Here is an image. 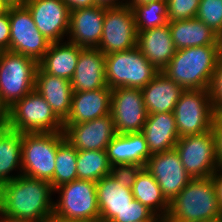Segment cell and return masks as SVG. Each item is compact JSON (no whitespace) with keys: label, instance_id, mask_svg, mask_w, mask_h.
<instances>
[{"label":"cell","instance_id":"41","mask_svg":"<svg viewBox=\"0 0 222 222\" xmlns=\"http://www.w3.org/2000/svg\"><path fill=\"white\" fill-rule=\"evenodd\" d=\"M70 11L78 8L92 7L97 5L96 0H63Z\"/></svg>","mask_w":222,"mask_h":222},{"label":"cell","instance_id":"7","mask_svg":"<svg viewBox=\"0 0 222 222\" xmlns=\"http://www.w3.org/2000/svg\"><path fill=\"white\" fill-rule=\"evenodd\" d=\"M65 140L63 132L23 133L22 175L48 181L52 186L56 151Z\"/></svg>","mask_w":222,"mask_h":222},{"label":"cell","instance_id":"10","mask_svg":"<svg viewBox=\"0 0 222 222\" xmlns=\"http://www.w3.org/2000/svg\"><path fill=\"white\" fill-rule=\"evenodd\" d=\"M175 150L191 178L211 177L220 167L212 129L202 134L179 138Z\"/></svg>","mask_w":222,"mask_h":222},{"label":"cell","instance_id":"40","mask_svg":"<svg viewBox=\"0 0 222 222\" xmlns=\"http://www.w3.org/2000/svg\"><path fill=\"white\" fill-rule=\"evenodd\" d=\"M216 189V196L222 211V167H219L211 176Z\"/></svg>","mask_w":222,"mask_h":222},{"label":"cell","instance_id":"2","mask_svg":"<svg viewBox=\"0 0 222 222\" xmlns=\"http://www.w3.org/2000/svg\"><path fill=\"white\" fill-rule=\"evenodd\" d=\"M221 60V45L176 50L162 72L185 90L208 89L214 70Z\"/></svg>","mask_w":222,"mask_h":222},{"label":"cell","instance_id":"28","mask_svg":"<svg viewBox=\"0 0 222 222\" xmlns=\"http://www.w3.org/2000/svg\"><path fill=\"white\" fill-rule=\"evenodd\" d=\"M22 142L23 133L6 125L0 127V186L22 175ZM14 170L17 175L11 174Z\"/></svg>","mask_w":222,"mask_h":222},{"label":"cell","instance_id":"44","mask_svg":"<svg viewBox=\"0 0 222 222\" xmlns=\"http://www.w3.org/2000/svg\"><path fill=\"white\" fill-rule=\"evenodd\" d=\"M0 222H34V221L9 217L0 212Z\"/></svg>","mask_w":222,"mask_h":222},{"label":"cell","instance_id":"22","mask_svg":"<svg viewBox=\"0 0 222 222\" xmlns=\"http://www.w3.org/2000/svg\"><path fill=\"white\" fill-rule=\"evenodd\" d=\"M141 133L151 155L175 149L179 140L173 112L148 114Z\"/></svg>","mask_w":222,"mask_h":222},{"label":"cell","instance_id":"34","mask_svg":"<svg viewBox=\"0 0 222 222\" xmlns=\"http://www.w3.org/2000/svg\"><path fill=\"white\" fill-rule=\"evenodd\" d=\"M200 0H167L168 22L196 18Z\"/></svg>","mask_w":222,"mask_h":222},{"label":"cell","instance_id":"11","mask_svg":"<svg viewBox=\"0 0 222 222\" xmlns=\"http://www.w3.org/2000/svg\"><path fill=\"white\" fill-rule=\"evenodd\" d=\"M9 19L11 32L8 51L30 57L38 63L51 42L38 30L25 5L9 7Z\"/></svg>","mask_w":222,"mask_h":222},{"label":"cell","instance_id":"4","mask_svg":"<svg viewBox=\"0 0 222 222\" xmlns=\"http://www.w3.org/2000/svg\"><path fill=\"white\" fill-rule=\"evenodd\" d=\"M5 125L21 133L63 132V122L33 89L7 110Z\"/></svg>","mask_w":222,"mask_h":222},{"label":"cell","instance_id":"5","mask_svg":"<svg viewBox=\"0 0 222 222\" xmlns=\"http://www.w3.org/2000/svg\"><path fill=\"white\" fill-rule=\"evenodd\" d=\"M160 71L142 54L138 46L105 55V77L110 89L145 87Z\"/></svg>","mask_w":222,"mask_h":222},{"label":"cell","instance_id":"14","mask_svg":"<svg viewBox=\"0 0 222 222\" xmlns=\"http://www.w3.org/2000/svg\"><path fill=\"white\" fill-rule=\"evenodd\" d=\"M144 168L156 179L163 196L169 203L192 179L175 149L152 154Z\"/></svg>","mask_w":222,"mask_h":222},{"label":"cell","instance_id":"35","mask_svg":"<svg viewBox=\"0 0 222 222\" xmlns=\"http://www.w3.org/2000/svg\"><path fill=\"white\" fill-rule=\"evenodd\" d=\"M143 168L144 167L136 164L113 165L111 166L110 176L122 187L131 189L138 173Z\"/></svg>","mask_w":222,"mask_h":222},{"label":"cell","instance_id":"33","mask_svg":"<svg viewBox=\"0 0 222 222\" xmlns=\"http://www.w3.org/2000/svg\"><path fill=\"white\" fill-rule=\"evenodd\" d=\"M196 18L222 38V0H200Z\"/></svg>","mask_w":222,"mask_h":222},{"label":"cell","instance_id":"46","mask_svg":"<svg viewBox=\"0 0 222 222\" xmlns=\"http://www.w3.org/2000/svg\"><path fill=\"white\" fill-rule=\"evenodd\" d=\"M155 1H161V0H126V4L130 7H133L135 5L146 4L149 2H155Z\"/></svg>","mask_w":222,"mask_h":222},{"label":"cell","instance_id":"37","mask_svg":"<svg viewBox=\"0 0 222 222\" xmlns=\"http://www.w3.org/2000/svg\"><path fill=\"white\" fill-rule=\"evenodd\" d=\"M208 91L216 112L222 113V60L214 70Z\"/></svg>","mask_w":222,"mask_h":222},{"label":"cell","instance_id":"23","mask_svg":"<svg viewBox=\"0 0 222 222\" xmlns=\"http://www.w3.org/2000/svg\"><path fill=\"white\" fill-rule=\"evenodd\" d=\"M137 46L144 57L159 71L167 66L176 52L169 24L138 31Z\"/></svg>","mask_w":222,"mask_h":222},{"label":"cell","instance_id":"39","mask_svg":"<svg viewBox=\"0 0 222 222\" xmlns=\"http://www.w3.org/2000/svg\"><path fill=\"white\" fill-rule=\"evenodd\" d=\"M212 132L215 137L216 155L222 167V113H217L213 121Z\"/></svg>","mask_w":222,"mask_h":222},{"label":"cell","instance_id":"13","mask_svg":"<svg viewBox=\"0 0 222 222\" xmlns=\"http://www.w3.org/2000/svg\"><path fill=\"white\" fill-rule=\"evenodd\" d=\"M111 114L117 134L141 132L148 115L141 89H112Z\"/></svg>","mask_w":222,"mask_h":222},{"label":"cell","instance_id":"50","mask_svg":"<svg viewBox=\"0 0 222 222\" xmlns=\"http://www.w3.org/2000/svg\"><path fill=\"white\" fill-rule=\"evenodd\" d=\"M141 222H162V221H141Z\"/></svg>","mask_w":222,"mask_h":222},{"label":"cell","instance_id":"16","mask_svg":"<svg viewBox=\"0 0 222 222\" xmlns=\"http://www.w3.org/2000/svg\"><path fill=\"white\" fill-rule=\"evenodd\" d=\"M65 139L78 151L106 150L116 136L112 114L79 124H63Z\"/></svg>","mask_w":222,"mask_h":222},{"label":"cell","instance_id":"32","mask_svg":"<svg viewBox=\"0 0 222 222\" xmlns=\"http://www.w3.org/2000/svg\"><path fill=\"white\" fill-rule=\"evenodd\" d=\"M137 31L168 24L167 0L139 4L132 7Z\"/></svg>","mask_w":222,"mask_h":222},{"label":"cell","instance_id":"12","mask_svg":"<svg viewBox=\"0 0 222 222\" xmlns=\"http://www.w3.org/2000/svg\"><path fill=\"white\" fill-rule=\"evenodd\" d=\"M138 31L132 7H106L103 33L97 47L104 55L137 46Z\"/></svg>","mask_w":222,"mask_h":222},{"label":"cell","instance_id":"38","mask_svg":"<svg viewBox=\"0 0 222 222\" xmlns=\"http://www.w3.org/2000/svg\"><path fill=\"white\" fill-rule=\"evenodd\" d=\"M10 19L9 7L0 14V51H6L10 48Z\"/></svg>","mask_w":222,"mask_h":222},{"label":"cell","instance_id":"1","mask_svg":"<svg viewBox=\"0 0 222 222\" xmlns=\"http://www.w3.org/2000/svg\"><path fill=\"white\" fill-rule=\"evenodd\" d=\"M54 190L45 180L20 175L0 186V212L6 216L43 222L53 214Z\"/></svg>","mask_w":222,"mask_h":222},{"label":"cell","instance_id":"49","mask_svg":"<svg viewBox=\"0 0 222 222\" xmlns=\"http://www.w3.org/2000/svg\"><path fill=\"white\" fill-rule=\"evenodd\" d=\"M206 222H222V216L220 218L210 220V221H206Z\"/></svg>","mask_w":222,"mask_h":222},{"label":"cell","instance_id":"47","mask_svg":"<svg viewBox=\"0 0 222 222\" xmlns=\"http://www.w3.org/2000/svg\"><path fill=\"white\" fill-rule=\"evenodd\" d=\"M6 117H7V111L4 109V107L0 103V127L5 125Z\"/></svg>","mask_w":222,"mask_h":222},{"label":"cell","instance_id":"36","mask_svg":"<svg viewBox=\"0 0 222 222\" xmlns=\"http://www.w3.org/2000/svg\"><path fill=\"white\" fill-rule=\"evenodd\" d=\"M161 221L151 210L134 199L125 211V222Z\"/></svg>","mask_w":222,"mask_h":222},{"label":"cell","instance_id":"3","mask_svg":"<svg viewBox=\"0 0 222 222\" xmlns=\"http://www.w3.org/2000/svg\"><path fill=\"white\" fill-rule=\"evenodd\" d=\"M221 216L212 178H192L169 203L163 222H206Z\"/></svg>","mask_w":222,"mask_h":222},{"label":"cell","instance_id":"30","mask_svg":"<svg viewBox=\"0 0 222 222\" xmlns=\"http://www.w3.org/2000/svg\"><path fill=\"white\" fill-rule=\"evenodd\" d=\"M106 150H83L77 153V179L97 182L110 175Z\"/></svg>","mask_w":222,"mask_h":222},{"label":"cell","instance_id":"20","mask_svg":"<svg viewBox=\"0 0 222 222\" xmlns=\"http://www.w3.org/2000/svg\"><path fill=\"white\" fill-rule=\"evenodd\" d=\"M73 92L91 91L107 86L105 55L98 48H82L73 78Z\"/></svg>","mask_w":222,"mask_h":222},{"label":"cell","instance_id":"51","mask_svg":"<svg viewBox=\"0 0 222 222\" xmlns=\"http://www.w3.org/2000/svg\"><path fill=\"white\" fill-rule=\"evenodd\" d=\"M221 60H222V42H221Z\"/></svg>","mask_w":222,"mask_h":222},{"label":"cell","instance_id":"43","mask_svg":"<svg viewBox=\"0 0 222 222\" xmlns=\"http://www.w3.org/2000/svg\"><path fill=\"white\" fill-rule=\"evenodd\" d=\"M43 222H86V221L65 219L56 214H52L48 218H46Z\"/></svg>","mask_w":222,"mask_h":222},{"label":"cell","instance_id":"9","mask_svg":"<svg viewBox=\"0 0 222 222\" xmlns=\"http://www.w3.org/2000/svg\"><path fill=\"white\" fill-rule=\"evenodd\" d=\"M59 199L53 202V214L65 219L99 222L96 182L74 180L54 190Z\"/></svg>","mask_w":222,"mask_h":222},{"label":"cell","instance_id":"31","mask_svg":"<svg viewBox=\"0 0 222 222\" xmlns=\"http://www.w3.org/2000/svg\"><path fill=\"white\" fill-rule=\"evenodd\" d=\"M78 150L65 140L56 151L55 171L52 178V188H56L77 180Z\"/></svg>","mask_w":222,"mask_h":222},{"label":"cell","instance_id":"29","mask_svg":"<svg viewBox=\"0 0 222 222\" xmlns=\"http://www.w3.org/2000/svg\"><path fill=\"white\" fill-rule=\"evenodd\" d=\"M131 191L134 199L164 221L169 211V202L163 196L156 179L145 168L138 173Z\"/></svg>","mask_w":222,"mask_h":222},{"label":"cell","instance_id":"15","mask_svg":"<svg viewBox=\"0 0 222 222\" xmlns=\"http://www.w3.org/2000/svg\"><path fill=\"white\" fill-rule=\"evenodd\" d=\"M24 5L48 41L59 42L67 37L70 9L63 0H27Z\"/></svg>","mask_w":222,"mask_h":222},{"label":"cell","instance_id":"19","mask_svg":"<svg viewBox=\"0 0 222 222\" xmlns=\"http://www.w3.org/2000/svg\"><path fill=\"white\" fill-rule=\"evenodd\" d=\"M112 89L73 92L70 114L63 124H79L111 113Z\"/></svg>","mask_w":222,"mask_h":222},{"label":"cell","instance_id":"8","mask_svg":"<svg viewBox=\"0 0 222 222\" xmlns=\"http://www.w3.org/2000/svg\"><path fill=\"white\" fill-rule=\"evenodd\" d=\"M173 113L179 138L211 130L217 114L208 89L184 90Z\"/></svg>","mask_w":222,"mask_h":222},{"label":"cell","instance_id":"25","mask_svg":"<svg viewBox=\"0 0 222 222\" xmlns=\"http://www.w3.org/2000/svg\"><path fill=\"white\" fill-rule=\"evenodd\" d=\"M106 154L111 166L136 164L146 166L151 154L141 132L116 134L106 147Z\"/></svg>","mask_w":222,"mask_h":222},{"label":"cell","instance_id":"26","mask_svg":"<svg viewBox=\"0 0 222 222\" xmlns=\"http://www.w3.org/2000/svg\"><path fill=\"white\" fill-rule=\"evenodd\" d=\"M176 50L221 45L222 38L197 18L168 22Z\"/></svg>","mask_w":222,"mask_h":222},{"label":"cell","instance_id":"45","mask_svg":"<svg viewBox=\"0 0 222 222\" xmlns=\"http://www.w3.org/2000/svg\"><path fill=\"white\" fill-rule=\"evenodd\" d=\"M7 7L22 6L27 0H1Z\"/></svg>","mask_w":222,"mask_h":222},{"label":"cell","instance_id":"24","mask_svg":"<svg viewBox=\"0 0 222 222\" xmlns=\"http://www.w3.org/2000/svg\"><path fill=\"white\" fill-rule=\"evenodd\" d=\"M185 89L160 71L141 89L148 114L173 112Z\"/></svg>","mask_w":222,"mask_h":222},{"label":"cell","instance_id":"48","mask_svg":"<svg viewBox=\"0 0 222 222\" xmlns=\"http://www.w3.org/2000/svg\"><path fill=\"white\" fill-rule=\"evenodd\" d=\"M7 8L8 7L0 0V14L4 13Z\"/></svg>","mask_w":222,"mask_h":222},{"label":"cell","instance_id":"17","mask_svg":"<svg viewBox=\"0 0 222 222\" xmlns=\"http://www.w3.org/2000/svg\"><path fill=\"white\" fill-rule=\"evenodd\" d=\"M106 7L95 5L70 11L67 40L83 48H97L102 33Z\"/></svg>","mask_w":222,"mask_h":222},{"label":"cell","instance_id":"18","mask_svg":"<svg viewBox=\"0 0 222 222\" xmlns=\"http://www.w3.org/2000/svg\"><path fill=\"white\" fill-rule=\"evenodd\" d=\"M99 222H125V211L134 200L131 189L119 185L112 176L96 182Z\"/></svg>","mask_w":222,"mask_h":222},{"label":"cell","instance_id":"42","mask_svg":"<svg viewBox=\"0 0 222 222\" xmlns=\"http://www.w3.org/2000/svg\"><path fill=\"white\" fill-rule=\"evenodd\" d=\"M97 5L104 7H118L126 4V0H96Z\"/></svg>","mask_w":222,"mask_h":222},{"label":"cell","instance_id":"6","mask_svg":"<svg viewBox=\"0 0 222 222\" xmlns=\"http://www.w3.org/2000/svg\"><path fill=\"white\" fill-rule=\"evenodd\" d=\"M38 63L27 56L0 51V103L7 111L35 89Z\"/></svg>","mask_w":222,"mask_h":222},{"label":"cell","instance_id":"27","mask_svg":"<svg viewBox=\"0 0 222 222\" xmlns=\"http://www.w3.org/2000/svg\"><path fill=\"white\" fill-rule=\"evenodd\" d=\"M82 48L68 40L51 43L38 66L48 74L71 81Z\"/></svg>","mask_w":222,"mask_h":222},{"label":"cell","instance_id":"21","mask_svg":"<svg viewBox=\"0 0 222 222\" xmlns=\"http://www.w3.org/2000/svg\"><path fill=\"white\" fill-rule=\"evenodd\" d=\"M35 90L47 101L55 115L64 122L71 110L73 94L71 81L48 74L38 66L35 72Z\"/></svg>","mask_w":222,"mask_h":222}]
</instances>
